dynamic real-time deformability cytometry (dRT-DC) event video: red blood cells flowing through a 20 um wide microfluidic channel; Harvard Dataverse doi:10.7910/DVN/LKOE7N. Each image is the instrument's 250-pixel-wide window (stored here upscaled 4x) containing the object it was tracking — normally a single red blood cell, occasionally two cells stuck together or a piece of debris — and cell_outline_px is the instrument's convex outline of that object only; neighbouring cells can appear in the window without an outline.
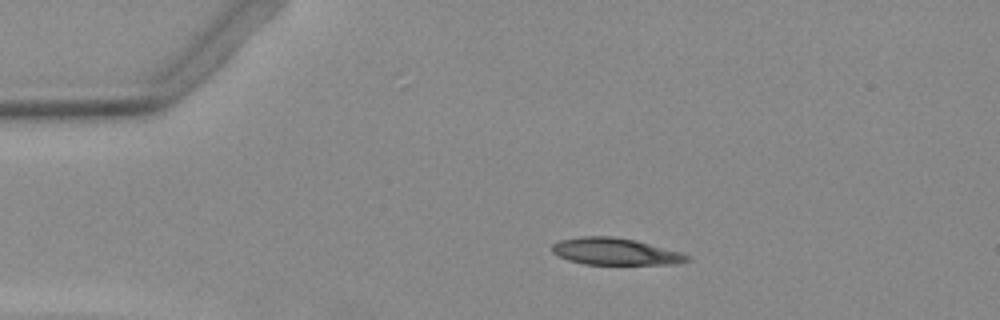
{"species": "Egyptian fruit bat (a non-hibernating species)", "species_latin": "Rousettus aegyptiacus", "temperature_condition": "warm", "stored_images_in_passage": 43, "camera_frame_rate_fps": 3000, "um_per_image_px": 0.085, "animal": {"sex": "female"}, "frame": {"image": 1, "passage_image": 1, "time_ms": 0.0, "image_size_px": [1000, 320], "cell_outline_px": [[692, 260], [676, 264], [584, 264], [568, 260], [556, 256], [552, 252], [552, 244], [560, 240], [580, 236], [612, 236], [636, 240], [680, 252], [692, 256]], "centroid_in_image_um": [52.3, 21.38], "position_along_channel_um": 32.7, "area_um2": 21.33}}
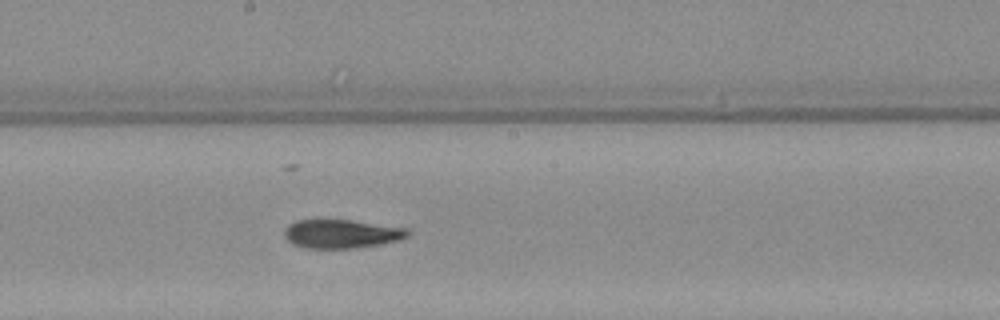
{"frame": {"image": 2, "passage_image": 19, "time_ms": 6.0, "image_size_px": [1000, 320], "cell_outline_px": [[408, 236], [396, 240], [380, 244], [352, 248], [308, 248], [296, 244], [288, 240], [284, 236], [284, 228], [288, 224], [296, 220], [348, 220], [408, 228]], "centroid_in_image_um": [28.99, 19.86], "position_along_channel_um": 219.2, "area_um2": 20.29}}
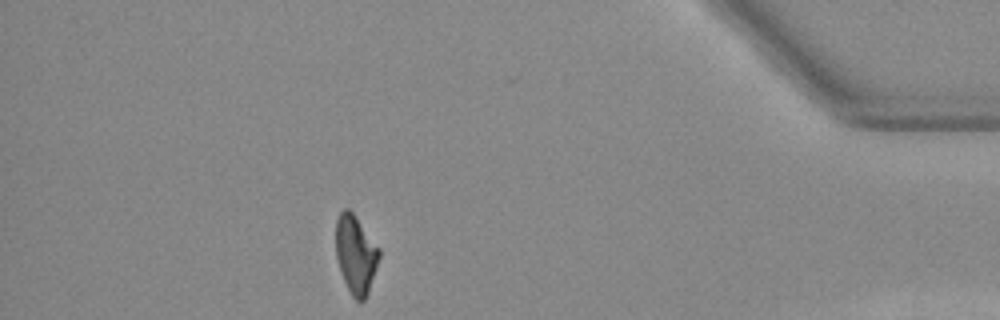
{"frame": {"image": 3, "passage_image": 37, "time_ms": 12.0, "image_size_px": [1000, 320], "cell_outline_px": [[380, 256], [368, 292], [364, 300], [356, 300], [352, 296], [344, 280], [336, 256], [336, 220], [340, 212], [344, 208], [348, 208], [352, 212], [380, 248]], "centroid_in_image_um": [30.24, 21.59], "position_along_channel_um": 405.0, "area_um2": 19.48}}